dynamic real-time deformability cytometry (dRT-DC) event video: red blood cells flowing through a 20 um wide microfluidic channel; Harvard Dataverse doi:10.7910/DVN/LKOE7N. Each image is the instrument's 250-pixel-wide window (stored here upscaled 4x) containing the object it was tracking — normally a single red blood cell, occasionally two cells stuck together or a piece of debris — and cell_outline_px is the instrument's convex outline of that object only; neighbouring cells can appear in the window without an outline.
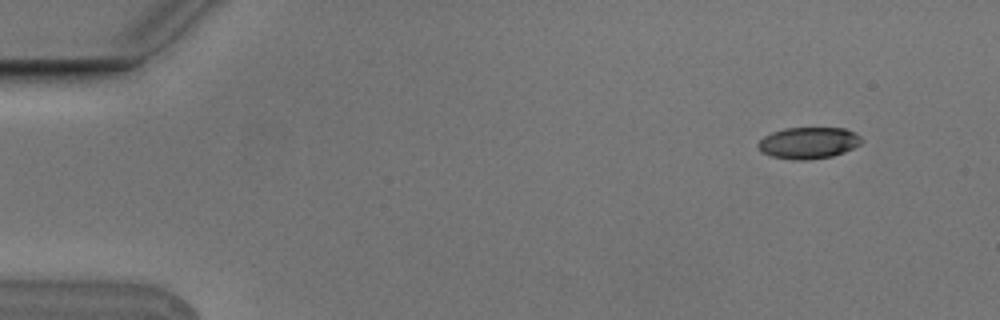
{"species": "Egyptian fruit bat (a non-hibernating species)", "species_latin": "Rousettus aegyptiacus", "temperature_condition": "cold", "stored_images_in_passage": 5, "camera_frame_rate_fps": 3000, "um_per_image_px": 0.085, "animal": {"sex": "male"}, "frame": {"image": 1, "passage_image": 2, "time_ms": 0.333, "image_size_px": [1000, 320], "cell_outline_px": [[864, 140], [860, 144], [844, 152], [832, 156], [808, 160], [792, 160], [772, 156], [760, 152], [756, 144], [764, 136], [772, 132], [784, 128], [844, 128], [856, 132]], "centroid_in_image_um": [68.71, 12.14], "position_along_channel_um": 16.3, "area_um2": 19.19}}
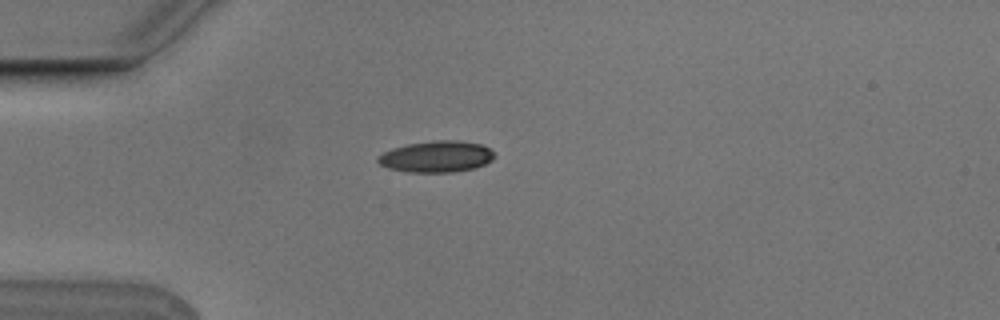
{"frame": {"image": 2, "passage_image": 5, "time_ms": 1.333, "image_size_px": [1000, 320], "cell_outline_px": [[496, 156], [492, 160], [484, 164], [472, 168], [452, 172], [408, 172], [388, 168], [380, 164], [376, 160], [376, 156], [392, 148], [408, 144], [432, 140], [460, 140], [480, 144], [488, 148]], "centroid_in_image_um": [37.07, 13.3], "position_along_channel_um": 47.9, "area_um2": 21.27}}